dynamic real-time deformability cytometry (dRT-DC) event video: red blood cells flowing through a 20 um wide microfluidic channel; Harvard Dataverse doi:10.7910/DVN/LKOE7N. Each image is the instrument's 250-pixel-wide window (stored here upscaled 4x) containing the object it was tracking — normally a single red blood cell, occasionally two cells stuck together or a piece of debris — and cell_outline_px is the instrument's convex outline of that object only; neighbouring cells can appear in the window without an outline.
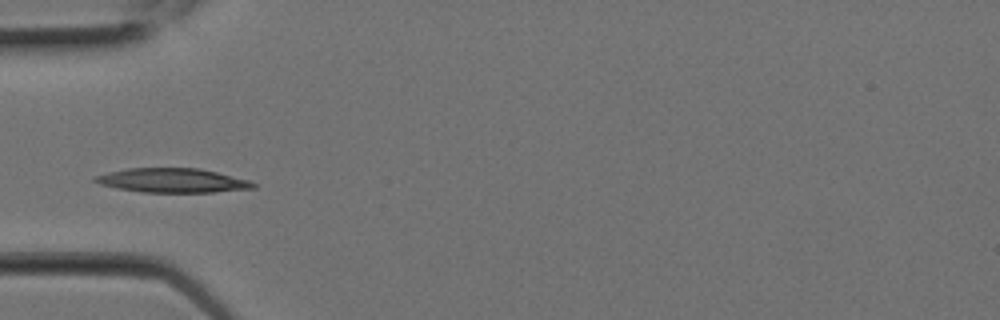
{"species": "Egyptian fruit bat (a non-hibernating species)", "species_latin": "Rousettus aegyptiacus", "temperature_condition": "room temperature", "stored_images_in_passage": 3, "camera_frame_rate_fps": 3000, "um_per_image_px": 0.085, "animal": {"sex": "female"}, "frame": {"image": 1, "passage_image": 1, "time_ms": 0.0, "image_size_px": [1000, 320], "cell_outline_px": [[256, 188], [212, 192], [144, 192], [120, 188], [100, 184], [92, 180], [96, 176], [108, 172], [128, 168], [200, 168], [248, 180], [256, 184]], "centroid_in_image_um": [14.67, 15.33], "position_along_channel_um": 70.3, "area_um2": 22.02}}
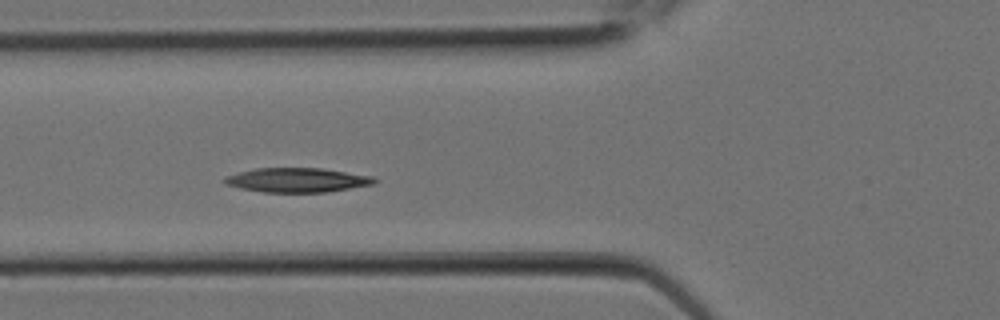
{"frame": {"image": 2, "passage_image": 2, "time_ms": 0.333, "image_size_px": [1000, 320], "cell_outline_px": [[376, 184], [328, 192], [264, 192], [240, 188], [224, 184], [224, 176], [256, 168], [324, 168], [372, 176], [376, 180]], "centroid_in_image_um": [25.28, 15.3], "position_along_channel_um": 100.5, "area_um2": 21.33}}
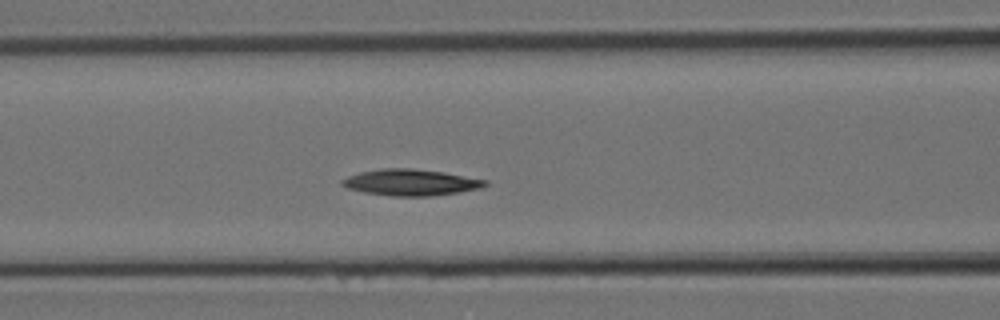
{"frame": {"image": 3, "passage_image": 3, "time_ms": 0.667, "image_size_px": [1000, 320], "cell_outline_px": [[488, 184], [480, 188], [432, 196], [392, 196], [364, 192], [348, 188], [340, 184], [340, 180], [348, 176], [360, 172], [380, 168], [412, 168], [444, 172], [488, 180]], "centroid_in_image_um": [34.89, 15.49], "position_along_channel_um": 131.7, "area_um2": 21.91}}